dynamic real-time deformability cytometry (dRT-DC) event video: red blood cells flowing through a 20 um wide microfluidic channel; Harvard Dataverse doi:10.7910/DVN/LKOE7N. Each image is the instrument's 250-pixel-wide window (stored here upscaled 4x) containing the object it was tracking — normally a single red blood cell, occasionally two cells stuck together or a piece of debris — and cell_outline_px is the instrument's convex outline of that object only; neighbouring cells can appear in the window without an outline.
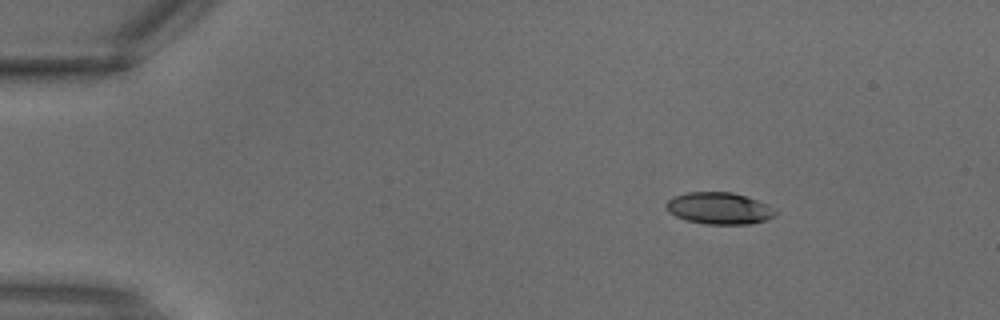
{"species": "common noctule bat (a hibernating species)", "species_latin": "Nyctalus noctula", "temperature_condition": "warm", "stored_images_in_passage": 2, "camera_frame_rate_fps": 3000, "um_per_image_px": 0.085, "animal": {"sex": "male", "body_mass_g": 18.8}, "frame": {"image": 1, "passage_image": 1, "time_ms": 0.0, "image_size_px": [1000, 320], "cell_outline_px": [[776, 216], [764, 220], [748, 224], [708, 224], [688, 220], [676, 216], [668, 212], [664, 208], [664, 204], [672, 196], [688, 192], [732, 192], [756, 200], [776, 208]], "centroid_in_image_um": [61.1, 17.7], "position_along_channel_um": 23.9, "area_um2": 20.23}}